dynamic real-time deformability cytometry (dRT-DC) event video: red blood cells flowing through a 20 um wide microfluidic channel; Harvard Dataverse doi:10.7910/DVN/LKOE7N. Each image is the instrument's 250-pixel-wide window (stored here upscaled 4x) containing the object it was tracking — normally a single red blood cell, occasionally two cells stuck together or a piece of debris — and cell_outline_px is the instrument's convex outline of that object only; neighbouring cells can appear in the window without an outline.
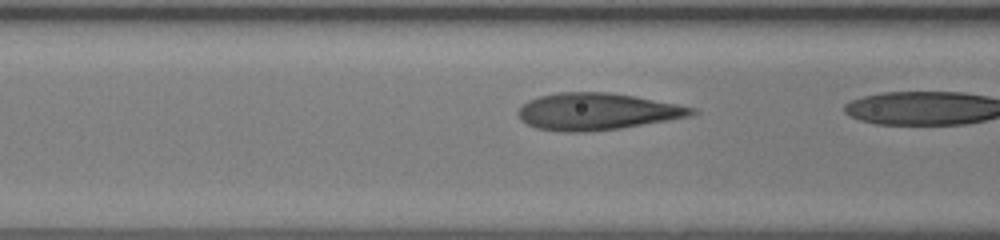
{"species": "human", "species_latin": "Homo sapiens", "temperature_condition": "room temperature", "stored_images_in_passage": 12, "camera_frame_rate_fps": 3000, "um_per_image_px": 0.085, "donor": {"sex": "female"}, "frame": {"image": 1, "passage_image": 11, "time_ms": 3.333, "image_size_px": [1000, 240], "cell_outline_px": [[700, 112], [692, 116], [620, 128], [588, 132], [560, 132], [536, 128], [520, 120], [516, 112], [528, 100], [540, 96], [560, 92], [608, 92], [632, 96], [676, 104], [696, 108]], "centroid_in_image_um": [50.73, 9.49], "position_along_channel_um": 115.9, "area_um2": 37.28}}